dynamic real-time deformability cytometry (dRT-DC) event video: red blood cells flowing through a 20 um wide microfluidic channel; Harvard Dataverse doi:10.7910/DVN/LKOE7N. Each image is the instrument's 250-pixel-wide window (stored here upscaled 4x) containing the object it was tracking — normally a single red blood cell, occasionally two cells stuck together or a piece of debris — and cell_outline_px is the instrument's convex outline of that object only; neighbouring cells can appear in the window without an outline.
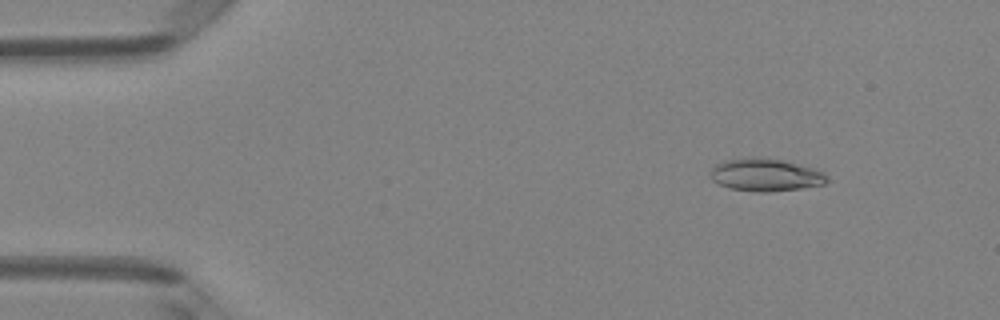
{"species": "Egyptian fruit bat (a non-hibernating species)", "species_latin": "Rousettus aegyptiacus", "temperature_condition": "room temperature", "stored_images_in_passage": 49, "camera_frame_rate_fps": 3000, "um_per_image_px": 0.085, "animal": {"sex": "female"}, "frame": {"image": 1, "passage_image": 6, "time_ms": 1.667, "image_size_px": [1000, 320], "cell_outline_px": [[828, 180], [824, 184], [804, 188], [768, 192], [756, 192], [728, 188], [712, 180], [712, 168], [716, 164], [724, 160], [752, 156], [764, 156], [816, 168], [824, 172], [828, 176]], "centroid_in_image_um": [65.1, 14.85], "position_along_channel_um": 19.9, "area_um2": 22.54}}
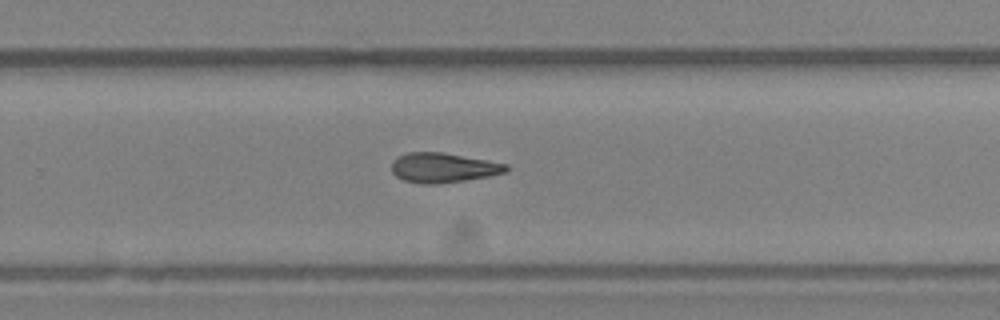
{"frame": {"image": 2, "passage_image": 32, "time_ms": 10.333, "image_size_px": [1000, 320], "cell_outline_px": [[508, 172], [488, 176], [464, 180], [436, 184], [424, 184], [404, 180], [396, 176], [392, 172], [392, 160], [408, 152], [444, 152], [488, 160], [508, 164]], "centroid_in_image_um": [37.69, 14.25], "position_along_channel_um": 292.1, "area_um2": 19.83}}
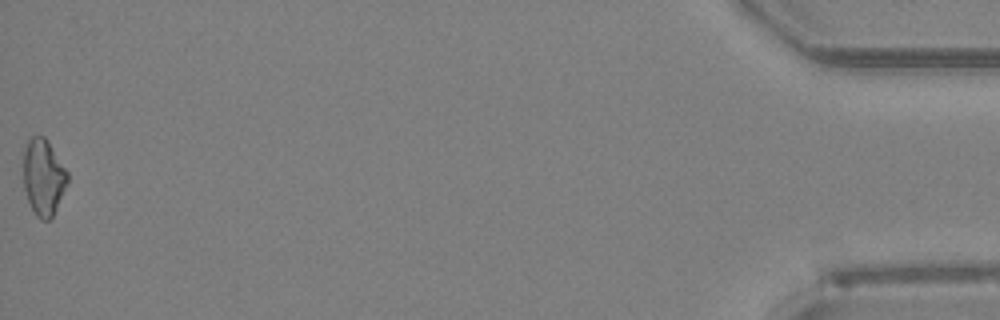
{"frame": {"image": 3, "passage_image": 49, "time_ms": 16.0, "image_size_px": [1000, 320], "cell_outline_px": [[68, 184], [52, 216], [48, 220], [40, 220], [36, 216], [28, 200], [24, 188], [20, 152], [28, 140], [32, 136], [44, 136], [48, 140], [68, 172]], "centroid_in_image_um": [3.64, 15.0], "position_along_channel_um": 431.6, "area_um2": 20.23}, "authors_computed_cell_mechanics": {"area_um2": 19.8254, "velocity_mm_per_s": 4.1743, "shape_relaxation_time_tau1_ms": null, "shape_relaxation_time_tau2_ms": 7.3969, "deformation_change_tau1": null, "deformation_change_tau2": 0.1959}}